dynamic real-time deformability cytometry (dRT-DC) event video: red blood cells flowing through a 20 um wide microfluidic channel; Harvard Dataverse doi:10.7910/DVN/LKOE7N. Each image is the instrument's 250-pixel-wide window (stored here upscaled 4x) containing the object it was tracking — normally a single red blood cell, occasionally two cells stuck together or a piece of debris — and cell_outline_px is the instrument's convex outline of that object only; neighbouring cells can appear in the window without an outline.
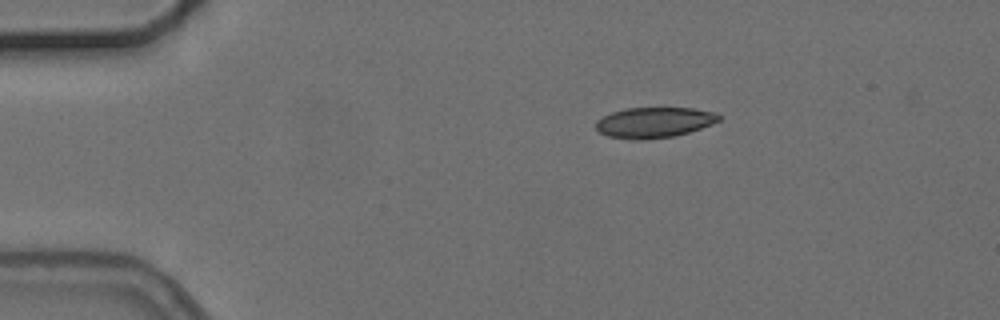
{"species": "common noctule bat (a hibernating species)", "species_latin": "Nyctalus noctula", "temperature_condition": "cold", "stored_images_in_passage": 4, "camera_frame_rate_fps": 3000, "um_per_image_px": 0.085, "animal": {"sex": "female", "body_mass_g": 24.6, "forearm_length_mm": 56.2}, "frame": {"image": 1, "passage_image": 1, "time_ms": 0.0, "image_size_px": [1000, 320], "cell_outline_px": [[720, 120], [700, 128], [688, 132], [672, 136], [640, 140], [636, 140], [608, 136], [600, 132], [596, 128], [596, 120], [612, 112], [624, 108], [692, 108], [712, 112], [720, 116]], "centroid_in_image_um": [55.56, 10.4], "position_along_channel_um": 29.4, "area_um2": 21.56}}
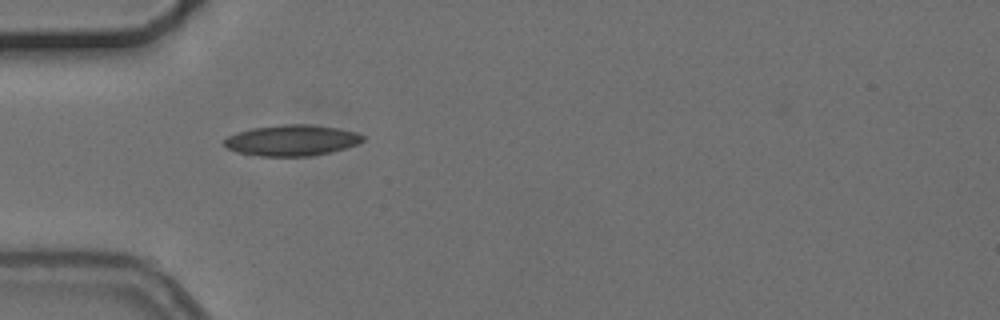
{"frame": {"image": 2, "passage_image": 3, "time_ms": 2.333, "image_size_px": [1000, 320], "cell_outline_px": [[364, 140], [356, 144], [344, 148], [312, 156], [260, 156], [236, 152], [228, 148], [224, 144], [224, 140], [228, 136], [236, 132], [252, 128], [284, 124], [312, 124], [340, 128], [356, 132], [364, 136]], "centroid_in_image_um": [24.79, 11.92], "position_along_channel_um": 60.2, "area_um2": 24.97}}
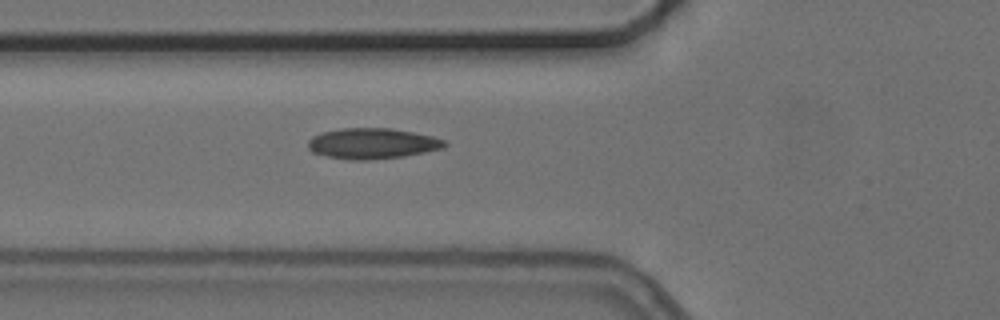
{"frame": {"image": 3, "passage_image": 4, "time_ms": 3.333, "image_size_px": [1000, 320], "cell_outline_px": [[448, 144], [444, 148], [404, 156], [364, 160], [348, 160], [328, 156], [312, 152], [308, 148], [308, 140], [312, 136], [320, 132], [340, 128], [392, 128], [432, 136], [444, 140]], "centroid_in_image_um": [31.62, 12.19], "position_along_channel_um": 94.2, "area_um2": 24.45}}